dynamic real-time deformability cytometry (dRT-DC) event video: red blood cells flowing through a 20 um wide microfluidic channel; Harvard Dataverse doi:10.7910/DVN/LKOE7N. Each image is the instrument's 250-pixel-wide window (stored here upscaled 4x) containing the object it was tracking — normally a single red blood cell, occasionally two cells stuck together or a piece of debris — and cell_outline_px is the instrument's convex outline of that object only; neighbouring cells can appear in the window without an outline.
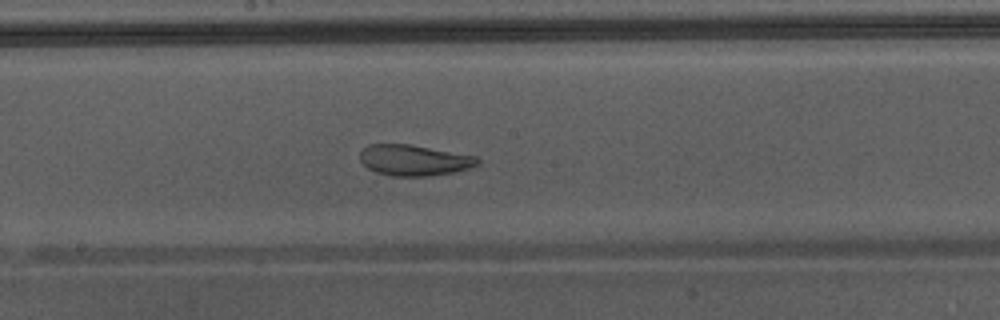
{"species": "Egyptian fruit bat (a non-hibernating species)", "species_latin": "Rousettus aegyptiacus", "temperature_condition": "warm", "stored_images_in_passage": 50, "camera_frame_rate_fps": 3000, "um_per_image_px": 0.085, "animal": {"sex": "male"}, "frame": {"image": 1, "passage_image": 29, "time_ms": 9.333, "image_size_px": [1000, 320], "cell_outline_px": [[480, 164], [456, 172], [428, 176], [392, 176], [376, 172], [368, 168], [360, 160], [360, 152], [368, 144], [408, 144], [476, 156], [480, 160]], "centroid_in_image_um": [35.2, 13.62], "position_along_channel_um": 213.0, "area_um2": 21.1}}